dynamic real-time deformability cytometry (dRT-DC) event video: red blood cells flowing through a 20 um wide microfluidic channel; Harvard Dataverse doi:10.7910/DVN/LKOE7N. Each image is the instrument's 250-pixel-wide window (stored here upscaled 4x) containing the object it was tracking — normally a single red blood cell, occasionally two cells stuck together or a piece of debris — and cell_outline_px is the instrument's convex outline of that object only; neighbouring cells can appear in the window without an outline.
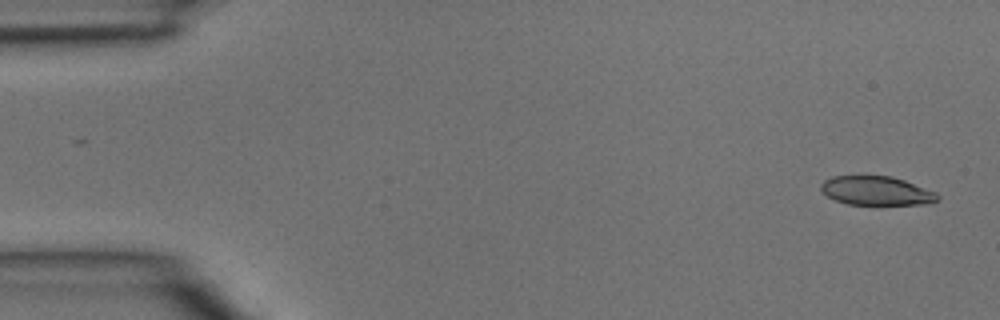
{"species": "common noctule bat (a hibernating species)", "species_latin": "Nyctalus noctula", "temperature_condition": "room temperature", "stored_images_in_passage": 4, "camera_frame_rate_fps": 3000, "um_per_image_px": 0.085, "animal": {"sex": "male", "body_mass_g": 15.6}, "frame": {"image": 1, "passage_image": 1, "time_ms": 0.0, "image_size_px": [1000, 320], "cell_outline_px": [[940, 200], [932, 204], [848, 204], [836, 200], [828, 196], [820, 188], [820, 184], [824, 180], [832, 176], [892, 176], [904, 180], [936, 192], [940, 196]], "centroid_in_image_um": [74.54, 16.21], "position_along_channel_um": 10.5, "area_um2": 19.65}}
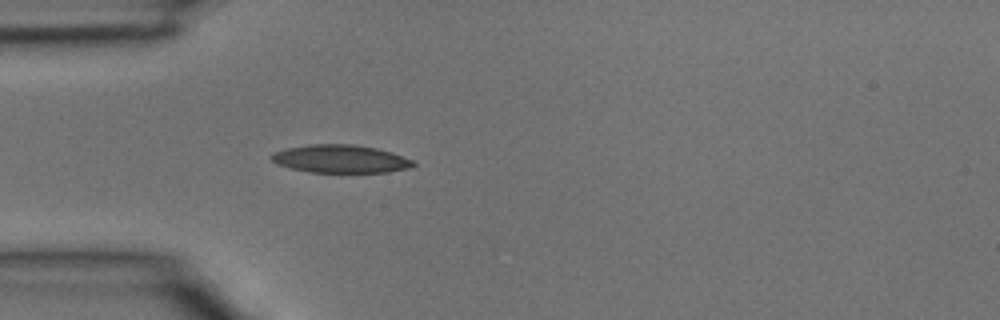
{"frame": {"image": 2, "passage_image": 4, "time_ms": 1.0, "image_size_px": [1000, 320], "cell_outline_px": [[416, 164], [412, 168], [388, 172], [308, 172], [276, 164], [268, 156], [272, 152], [284, 148], [308, 144], [352, 144], [376, 148], [392, 152], [412, 160]], "centroid_in_image_um": [28.91, 13.5], "position_along_channel_um": 56.1, "area_um2": 23.35}}